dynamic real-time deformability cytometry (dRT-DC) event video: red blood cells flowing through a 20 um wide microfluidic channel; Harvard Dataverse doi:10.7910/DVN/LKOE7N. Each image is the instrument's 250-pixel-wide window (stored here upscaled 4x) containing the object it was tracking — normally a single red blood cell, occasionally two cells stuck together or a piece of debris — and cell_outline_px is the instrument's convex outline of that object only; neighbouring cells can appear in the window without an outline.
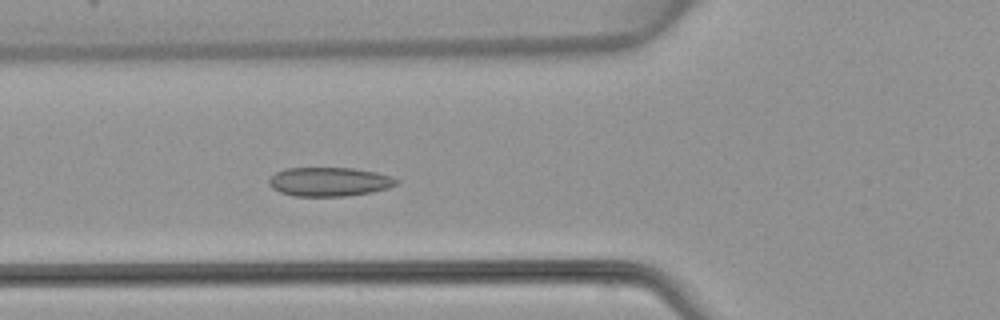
{"species": "common noctule bat (a hibernating species)", "species_latin": "Nyctalus noctula", "temperature_condition": "warm", "stored_images_in_passage": 4, "camera_frame_rate_fps": 3000, "um_per_image_px": 0.085, "animal": {"sex": "female", "body_mass_g": 22.7, "forearm_length_mm": 54.2}, "frame": {"image": 1, "passage_image": 4, "time_ms": 3.667, "image_size_px": [1000, 320], "cell_outline_px": [[400, 184], [388, 188], [372, 192], [348, 196], [292, 196], [280, 192], [272, 188], [268, 184], [268, 180], [276, 172], [284, 168], [352, 168], [376, 172], [392, 176], [400, 180]], "centroid_in_image_um": [28.02, 15.45], "position_along_channel_um": 97.8, "area_um2": 21.79}}